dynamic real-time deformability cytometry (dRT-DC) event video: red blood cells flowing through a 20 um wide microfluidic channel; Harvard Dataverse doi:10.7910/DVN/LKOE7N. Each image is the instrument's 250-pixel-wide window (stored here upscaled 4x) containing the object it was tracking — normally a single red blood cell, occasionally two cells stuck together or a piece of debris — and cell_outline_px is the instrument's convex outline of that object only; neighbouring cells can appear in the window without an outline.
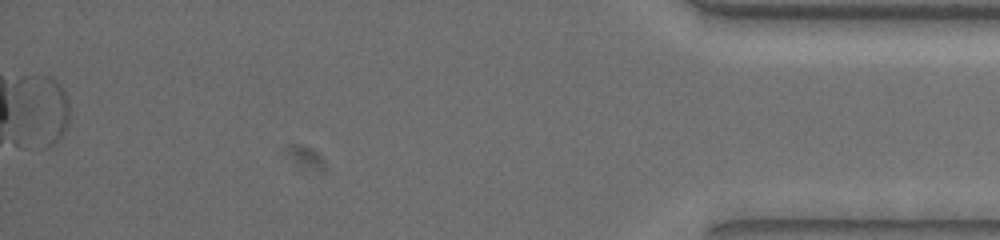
{"species": "common noctule bat (a hibernating species)", "species_latin": "Nyctalus noctula", "temperature_condition": "warm", "stored_images_in_passage": 48, "segment_of_instrument_passage": [2, 2], "camera_frame_rate_fps": 3000, "um_per_image_px": 0.085, "animal": {"sex": "female", "body_mass_g": 19.5, "forearm_length_mm": 54.1}, "frame": {"image": 1, "passage_image": 48, "time_ms": 15.667, "image_size_px": [1000, 240], "cell_outline_px": [[68, 124], [60, 140], [48, 148], [44, 148], [40, 76], [52, 76], [56, 80], [68, 96]], "centroid_in_image_um": [4.54, 9.39], "position_along_channel_um": 430.7, "area_um2": 11.16}}